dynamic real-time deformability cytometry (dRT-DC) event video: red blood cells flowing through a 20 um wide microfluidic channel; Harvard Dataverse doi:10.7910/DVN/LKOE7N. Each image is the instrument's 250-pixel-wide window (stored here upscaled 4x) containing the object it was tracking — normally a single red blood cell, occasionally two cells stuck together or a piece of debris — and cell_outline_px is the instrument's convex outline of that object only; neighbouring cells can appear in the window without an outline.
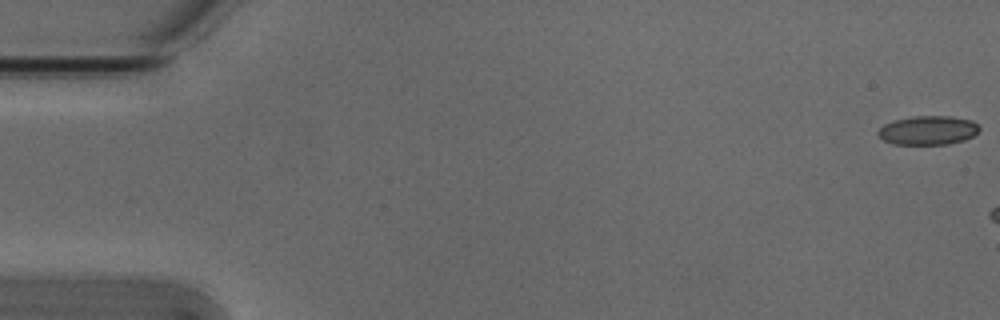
{"species": "Egyptian fruit bat (a non-hibernating species)", "species_latin": "Rousettus aegyptiacus", "temperature_condition": "cold", "stored_images_in_passage": 11, "camera_frame_rate_fps": 3000, "um_per_image_px": 0.085, "animal": {"sex": "male"}, "frame": {"image": 1, "passage_image": 1, "time_ms": 0.0, "image_size_px": [1000, 320], "cell_outline_px": [[980, 128], [972, 136], [964, 140], [948, 144], [892, 144], [884, 140], [876, 132], [884, 124], [896, 120], [912, 116], [948, 116], [972, 120]], "centroid_in_image_um": [78.87, 11.07], "position_along_channel_um": 6.1, "area_um2": 16.94}}